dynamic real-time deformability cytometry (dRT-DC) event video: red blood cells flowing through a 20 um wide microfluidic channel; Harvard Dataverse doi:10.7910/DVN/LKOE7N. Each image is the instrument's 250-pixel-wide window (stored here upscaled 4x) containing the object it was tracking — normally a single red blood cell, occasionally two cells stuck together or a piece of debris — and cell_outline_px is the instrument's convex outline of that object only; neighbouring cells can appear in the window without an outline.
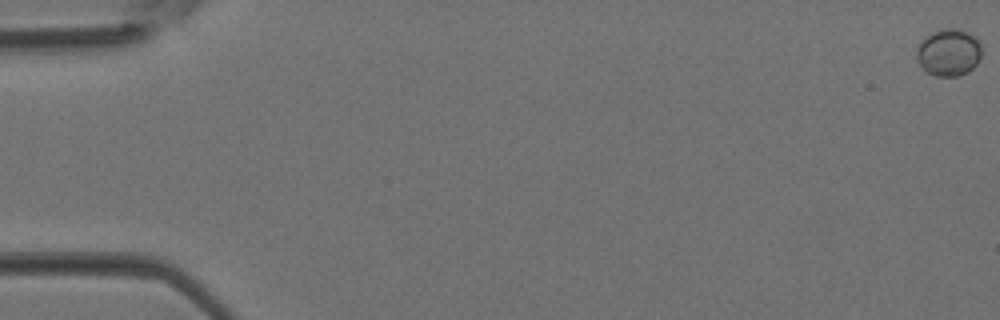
{"species": "Egyptian fruit bat (a non-hibernating species)", "species_latin": "Rousettus aegyptiacus", "temperature_condition": "room temperature", "stored_images_in_passage": 4, "camera_frame_rate_fps": 3000, "um_per_image_px": 0.085, "animal": {"sex": "female"}, "frame": {"image": 1, "passage_image": 1, "time_ms": 0.0, "image_size_px": [1000, 320], "cell_outline_px": [[980, 56], [976, 64], [968, 72], [956, 76], [936, 76], [924, 72], [916, 60], [916, 48], [920, 40], [924, 36], [940, 28], [956, 28], [968, 32], [976, 36], [980, 44]], "centroid_in_image_um": [80.58, 4.44], "position_along_channel_um": 4.4, "area_um2": 18.26}}